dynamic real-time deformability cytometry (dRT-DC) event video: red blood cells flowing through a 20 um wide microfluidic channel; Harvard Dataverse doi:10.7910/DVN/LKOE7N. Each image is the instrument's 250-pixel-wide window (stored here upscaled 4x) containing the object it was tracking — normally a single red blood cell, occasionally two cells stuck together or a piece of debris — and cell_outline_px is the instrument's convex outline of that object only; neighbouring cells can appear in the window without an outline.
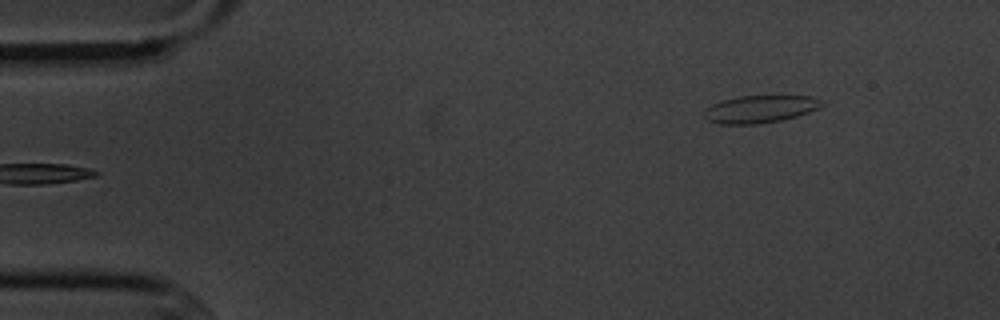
{"species": "common noctule bat (a hibernating species)", "species_latin": "Nyctalus noctula", "temperature_condition": "cold", "stored_images_in_passage": 4, "camera_frame_rate_fps": 3000, "um_per_image_px": 0.085, "animal": {"sex": "male", "body_mass_g": 20.1, "forearm_length_mm": 53.5}, "frame": {"image": 1, "passage_image": 1, "time_ms": 0.0, "image_size_px": [1000, 320], "cell_outline_px": [[824, 104], [808, 112], [796, 116], [780, 120], [756, 124], [716, 124], [708, 120], [704, 116], [704, 108], [720, 100], [740, 96], [812, 96], [820, 100]], "centroid_in_image_um": [64.53, 9.27], "position_along_channel_um": 20.5, "area_um2": 18.73}}
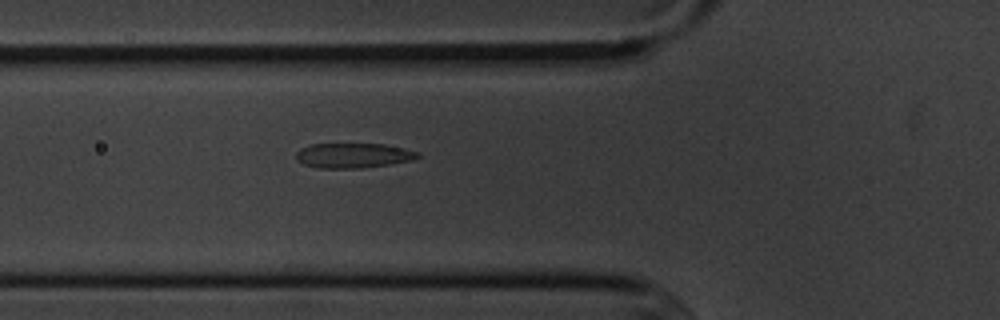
{"frame": {"image": 2, "passage_image": 4, "time_ms": 4.333, "image_size_px": [1000, 320], "cell_outline_px": [[420, 156], [412, 160], [388, 164], [360, 168], [320, 168], [304, 164], [296, 160], [296, 152], [300, 148], [312, 144], [384, 144], [404, 148], [420, 152]], "centroid_in_image_um": [30.02, 13.21], "position_along_channel_um": 95.8, "area_um2": 17.57}}